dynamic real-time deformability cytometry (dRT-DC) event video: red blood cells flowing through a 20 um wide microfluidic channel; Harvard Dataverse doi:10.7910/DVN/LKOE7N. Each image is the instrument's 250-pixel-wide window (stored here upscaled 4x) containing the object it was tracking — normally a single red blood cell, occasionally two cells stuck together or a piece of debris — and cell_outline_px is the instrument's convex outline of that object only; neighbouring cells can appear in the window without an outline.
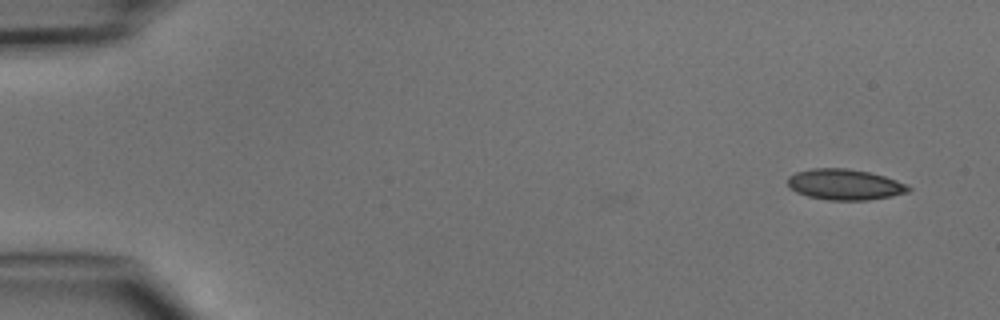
{"species": "common noctule bat (a hibernating species)", "species_latin": "Nyctalus noctula", "temperature_condition": "cold", "stored_images_in_passage": 4, "camera_frame_rate_fps": 3000, "um_per_image_px": 0.085, "animal": {"sex": "male", "body_mass_g": 15.6}, "frame": {"image": 1, "passage_image": 1, "time_ms": 0.0, "image_size_px": [1000, 320], "cell_outline_px": [[912, 188], [908, 192], [892, 196], [868, 200], [828, 200], [808, 196], [796, 192], [788, 184], [788, 176], [796, 172], [812, 168], [848, 168], [868, 172], [884, 176], [896, 180]], "centroid_in_image_um": [71.8, 15.68], "position_along_channel_um": 13.2, "area_um2": 21.56}}
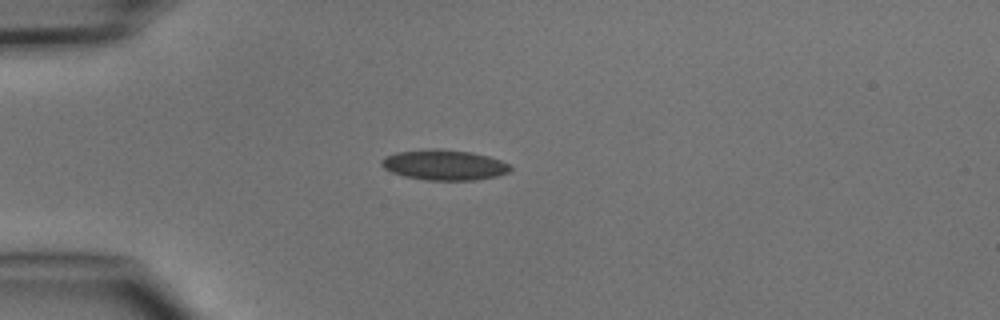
{"frame": {"image": 2, "passage_image": 4, "time_ms": 3.333, "image_size_px": [1000, 320], "cell_outline_px": [[512, 168], [508, 172], [496, 176], [476, 180], [428, 180], [404, 176], [392, 172], [384, 168], [380, 164], [380, 160], [384, 156], [396, 152], [432, 148], [440, 148], [472, 152], [488, 156], [500, 160], [508, 164]], "centroid_in_image_um": [37.73, 14.01], "position_along_channel_um": 47.3, "area_um2": 22.89}}